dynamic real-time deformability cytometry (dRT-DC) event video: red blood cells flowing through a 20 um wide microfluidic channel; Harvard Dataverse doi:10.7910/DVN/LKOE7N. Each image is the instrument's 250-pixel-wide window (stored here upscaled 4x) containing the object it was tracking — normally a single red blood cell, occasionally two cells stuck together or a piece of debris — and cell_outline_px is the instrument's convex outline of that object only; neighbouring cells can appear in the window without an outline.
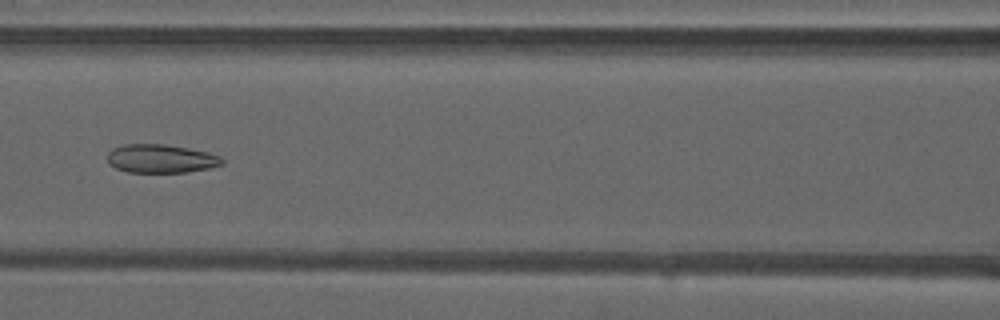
{"species": "common noctule bat (a hibernating species)", "species_latin": "Nyctalus noctula", "temperature_condition": "warm", "stored_images_in_passage": 49, "camera_frame_rate_fps": 3000, "um_per_image_px": 0.085, "animal": {"sex": "male", "forearm_length_mm": 52.5}, "frame": {"image": 1, "passage_image": 22, "time_ms": 7.0, "image_size_px": [1000, 320], "cell_outline_px": [[224, 164], [208, 168], [188, 172], [128, 172], [116, 168], [108, 164], [108, 152], [112, 148], [120, 144], [164, 144], [188, 148], [208, 152], [220, 156], [224, 160]], "centroid_in_image_um": [13.66, 13.48], "position_along_channel_um": 152.9, "area_um2": 19.19}}
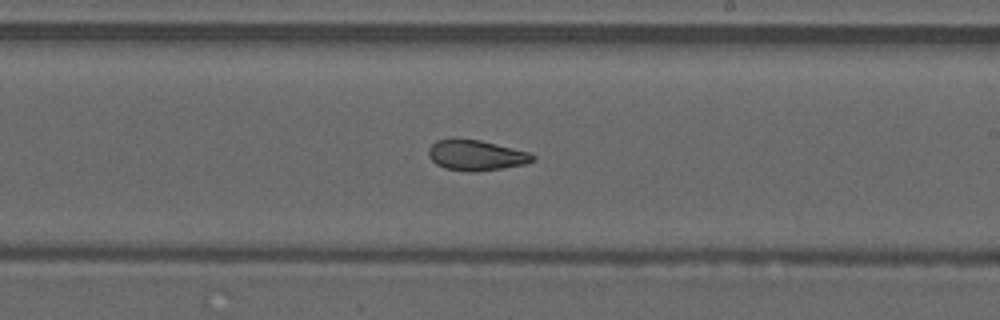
{"frame": {"image": 2, "passage_image": 29, "time_ms": 9.333, "image_size_px": [1000, 320], "cell_outline_px": [[536, 160], [524, 164], [504, 168], [472, 172], [444, 168], [436, 164], [428, 156], [428, 148], [436, 140], [452, 136], [480, 140], [528, 152], [536, 156]], "centroid_in_image_um": [40.42, 13.17], "position_along_channel_um": 248.6, "area_um2": 18.84}}
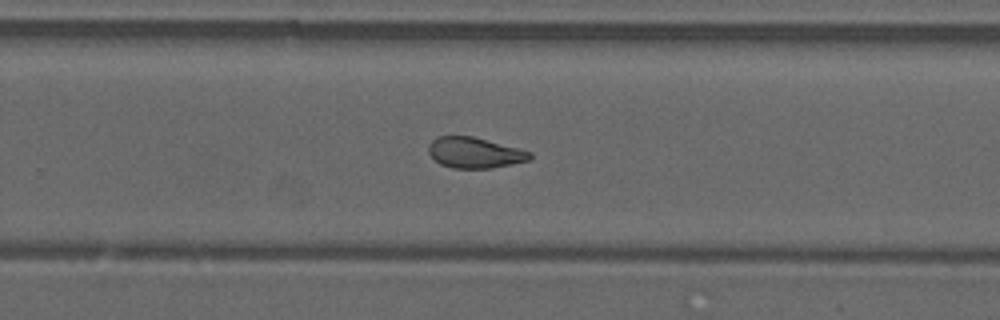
{"frame": {"image": 3, "passage_image": 32, "time_ms": 10.333, "image_size_px": [1000, 320], "cell_outline_px": [[532, 156], [528, 160], [488, 168], [452, 168], [440, 164], [428, 152], [428, 144], [436, 136], [472, 136], [532, 152]], "centroid_in_image_um": [40.29, 12.97], "position_along_channel_um": 289.5, "area_um2": 17.86}, "authors_computed_cell_mechanics": {"area_um2": 19.8832, "velocity_mm_per_s": 4.1146, "shape_relaxation_time_tau1_ms": null, "shape_relaxation_time_tau2_ms": 2.1185, "deformation_change_tau1": null, "deformation_change_tau2": 0.0857}}